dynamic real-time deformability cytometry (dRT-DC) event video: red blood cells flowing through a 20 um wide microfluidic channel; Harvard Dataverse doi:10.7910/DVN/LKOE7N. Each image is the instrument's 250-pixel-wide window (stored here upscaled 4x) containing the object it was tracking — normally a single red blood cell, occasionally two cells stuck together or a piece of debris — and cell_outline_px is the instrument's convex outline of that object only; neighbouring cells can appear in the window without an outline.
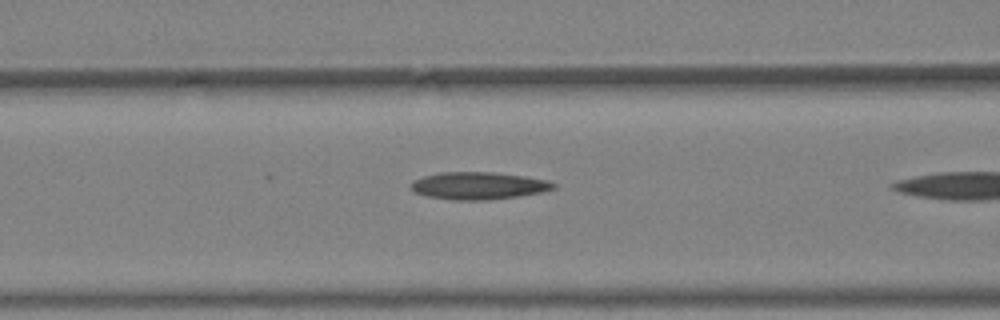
{"species": "Egyptian fruit bat (a non-hibernating species)", "species_latin": "Rousettus aegyptiacus", "temperature_condition": "warm", "stored_images_in_passage": 5, "camera_frame_rate_fps": 3000, "um_per_image_px": 0.085, "animal": {"sex": "female"}, "frame": {"image": 1, "passage_image": 4, "time_ms": 1.0, "image_size_px": [1000, 320], "cell_outline_px": [[556, 188], [540, 192], [520, 196], [488, 200], [452, 200], [428, 196], [416, 192], [408, 188], [416, 180], [424, 176], [440, 172], [496, 172], [524, 176], [548, 180], [556, 184]], "centroid_in_image_um": [40.7, 15.78], "position_along_channel_um": 125.9, "area_um2": 22.72}}